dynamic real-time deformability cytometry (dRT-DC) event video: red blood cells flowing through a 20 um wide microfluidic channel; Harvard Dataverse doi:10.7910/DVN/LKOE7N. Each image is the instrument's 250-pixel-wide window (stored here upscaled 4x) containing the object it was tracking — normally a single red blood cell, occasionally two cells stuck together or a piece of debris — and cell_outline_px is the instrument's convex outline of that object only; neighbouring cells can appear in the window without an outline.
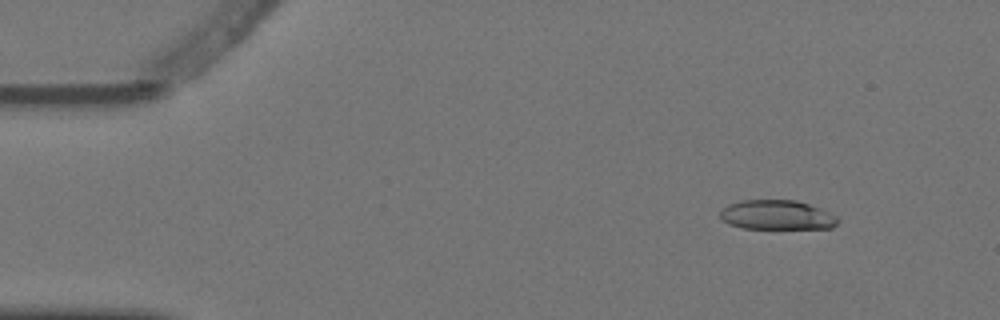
{"species": "Egyptian fruit bat (a non-hibernating species)", "species_latin": "Rousettus aegyptiacus", "temperature_condition": "warm", "stored_images_in_passage": 3, "camera_frame_rate_fps": 3000, "um_per_image_px": 0.085, "animal": {"sex": "female"}, "frame": {"image": 1, "passage_image": 1, "time_ms": 0.0, "image_size_px": [1000, 320], "cell_outline_px": [[840, 220], [832, 228], [740, 228], [728, 224], [720, 216], [720, 212], [728, 204], [740, 200], [796, 200], [820, 208], [836, 216]], "centroid_in_image_um": [66.03, 18.27], "position_along_channel_um": 19.0, "area_um2": 20.17}}
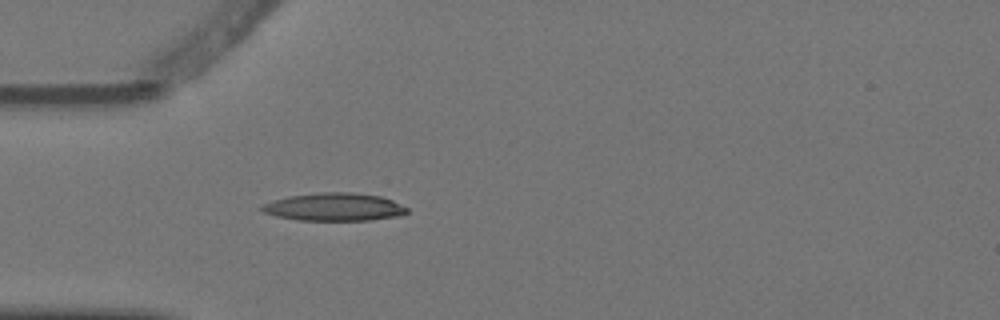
{"frame": {"image": 2, "passage_image": 3, "time_ms": 0.667, "image_size_px": [1000, 320], "cell_outline_px": [[408, 212], [400, 216], [372, 220], [300, 220], [276, 216], [264, 212], [260, 208], [260, 204], [288, 196], [320, 192], [352, 192], [380, 196], [392, 200], [408, 208]], "centroid_in_image_um": [28.41, 17.59], "position_along_channel_um": 56.6, "area_um2": 23.64}}